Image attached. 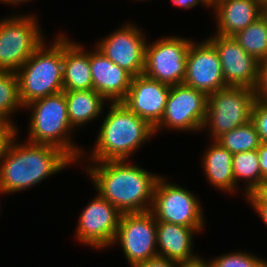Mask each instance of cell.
<instances>
[{
    "instance_id": "obj_1",
    "label": "cell",
    "mask_w": 267,
    "mask_h": 267,
    "mask_svg": "<svg viewBox=\"0 0 267 267\" xmlns=\"http://www.w3.org/2000/svg\"><path fill=\"white\" fill-rule=\"evenodd\" d=\"M127 161L93 162L92 167L90 165L85 169L97 194L121 213L151 211L155 185L160 176Z\"/></svg>"
},
{
    "instance_id": "obj_2",
    "label": "cell",
    "mask_w": 267,
    "mask_h": 267,
    "mask_svg": "<svg viewBox=\"0 0 267 267\" xmlns=\"http://www.w3.org/2000/svg\"><path fill=\"white\" fill-rule=\"evenodd\" d=\"M13 138L0 157V194L15 193L37 185L52 174L75 163L61 149L26 141L15 143Z\"/></svg>"
},
{
    "instance_id": "obj_3",
    "label": "cell",
    "mask_w": 267,
    "mask_h": 267,
    "mask_svg": "<svg viewBox=\"0 0 267 267\" xmlns=\"http://www.w3.org/2000/svg\"><path fill=\"white\" fill-rule=\"evenodd\" d=\"M90 160H127L133 152L151 138L154 127L133 113L122 102H112L102 122ZM95 148V149H94Z\"/></svg>"
},
{
    "instance_id": "obj_4",
    "label": "cell",
    "mask_w": 267,
    "mask_h": 267,
    "mask_svg": "<svg viewBox=\"0 0 267 267\" xmlns=\"http://www.w3.org/2000/svg\"><path fill=\"white\" fill-rule=\"evenodd\" d=\"M43 42L16 72L24 106L63 89V34L46 47Z\"/></svg>"
},
{
    "instance_id": "obj_5",
    "label": "cell",
    "mask_w": 267,
    "mask_h": 267,
    "mask_svg": "<svg viewBox=\"0 0 267 267\" xmlns=\"http://www.w3.org/2000/svg\"><path fill=\"white\" fill-rule=\"evenodd\" d=\"M24 108L32 110L28 142L55 146L75 162L84 154L82 149L74 146L72 139H69L68 134L74 128L68 118L64 91L37 99Z\"/></svg>"
},
{
    "instance_id": "obj_6",
    "label": "cell",
    "mask_w": 267,
    "mask_h": 267,
    "mask_svg": "<svg viewBox=\"0 0 267 267\" xmlns=\"http://www.w3.org/2000/svg\"><path fill=\"white\" fill-rule=\"evenodd\" d=\"M256 100L255 89L227 87L208 95L206 117L202 125L211 131L212 140L251 120Z\"/></svg>"
},
{
    "instance_id": "obj_7",
    "label": "cell",
    "mask_w": 267,
    "mask_h": 267,
    "mask_svg": "<svg viewBox=\"0 0 267 267\" xmlns=\"http://www.w3.org/2000/svg\"><path fill=\"white\" fill-rule=\"evenodd\" d=\"M36 20L35 14L0 20L1 71L17 72L44 42Z\"/></svg>"
},
{
    "instance_id": "obj_8",
    "label": "cell",
    "mask_w": 267,
    "mask_h": 267,
    "mask_svg": "<svg viewBox=\"0 0 267 267\" xmlns=\"http://www.w3.org/2000/svg\"><path fill=\"white\" fill-rule=\"evenodd\" d=\"M156 221L174 223L190 228H204L200 201L189 190L159 177L151 207Z\"/></svg>"
},
{
    "instance_id": "obj_9",
    "label": "cell",
    "mask_w": 267,
    "mask_h": 267,
    "mask_svg": "<svg viewBox=\"0 0 267 267\" xmlns=\"http://www.w3.org/2000/svg\"><path fill=\"white\" fill-rule=\"evenodd\" d=\"M191 40L165 37L146 44L144 72L148 78L173 86L182 84L186 74Z\"/></svg>"
},
{
    "instance_id": "obj_10",
    "label": "cell",
    "mask_w": 267,
    "mask_h": 267,
    "mask_svg": "<svg viewBox=\"0 0 267 267\" xmlns=\"http://www.w3.org/2000/svg\"><path fill=\"white\" fill-rule=\"evenodd\" d=\"M156 233L157 221L151 211L122 213L113 245L121 244L128 263L134 267L158 256Z\"/></svg>"
},
{
    "instance_id": "obj_11",
    "label": "cell",
    "mask_w": 267,
    "mask_h": 267,
    "mask_svg": "<svg viewBox=\"0 0 267 267\" xmlns=\"http://www.w3.org/2000/svg\"><path fill=\"white\" fill-rule=\"evenodd\" d=\"M207 105L208 95L204 92L184 83L171 86L162 119L154 127V132L164 127L188 132L201 131Z\"/></svg>"
},
{
    "instance_id": "obj_12",
    "label": "cell",
    "mask_w": 267,
    "mask_h": 267,
    "mask_svg": "<svg viewBox=\"0 0 267 267\" xmlns=\"http://www.w3.org/2000/svg\"><path fill=\"white\" fill-rule=\"evenodd\" d=\"M121 216L114 205L98 194L82 211L75 236L94 248L112 246Z\"/></svg>"
},
{
    "instance_id": "obj_13",
    "label": "cell",
    "mask_w": 267,
    "mask_h": 267,
    "mask_svg": "<svg viewBox=\"0 0 267 267\" xmlns=\"http://www.w3.org/2000/svg\"><path fill=\"white\" fill-rule=\"evenodd\" d=\"M146 42L138 27L125 24L124 27L103 38L95 47L113 63L135 77L143 75L144 72Z\"/></svg>"
},
{
    "instance_id": "obj_14",
    "label": "cell",
    "mask_w": 267,
    "mask_h": 267,
    "mask_svg": "<svg viewBox=\"0 0 267 267\" xmlns=\"http://www.w3.org/2000/svg\"><path fill=\"white\" fill-rule=\"evenodd\" d=\"M183 83L207 95L227 88L219 54L208 39L201 43L191 41Z\"/></svg>"
},
{
    "instance_id": "obj_15",
    "label": "cell",
    "mask_w": 267,
    "mask_h": 267,
    "mask_svg": "<svg viewBox=\"0 0 267 267\" xmlns=\"http://www.w3.org/2000/svg\"><path fill=\"white\" fill-rule=\"evenodd\" d=\"M219 54L222 74L227 87L255 89L258 81L259 61L249 55L232 36L208 38Z\"/></svg>"
},
{
    "instance_id": "obj_16",
    "label": "cell",
    "mask_w": 267,
    "mask_h": 267,
    "mask_svg": "<svg viewBox=\"0 0 267 267\" xmlns=\"http://www.w3.org/2000/svg\"><path fill=\"white\" fill-rule=\"evenodd\" d=\"M170 87L145 75L135 76L122 103L155 127L162 119Z\"/></svg>"
},
{
    "instance_id": "obj_17",
    "label": "cell",
    "mask_w": 267,
    "mask_h": 267,
    "mask_svg": "<svg viewBox=\"0 0 267 267\" xmlns=\"http://www.w3.org/2000/svg\"><path fill=\"white\" fill-rule=\"evenodd\" d=\"M95 49L90 53L93 89L107 101L122 102L130 89L132 76Z\"/></svg>"
},
{
    "instance_id": "obj_18",
    "label": "cell",
    "mask_w": 267,
    "mask_h": 267,
    "mask_svg": "<svg viewBox=\"0 0 267 267\" xmlns=\"http://www.w3.org/2000/svg\"><path fill=\"white\" fill-rule=\"evenodd\" d=\"M203 228H190L174 223L157 221V247H160L158 256L165 257L177 263H190L199 259L192 254L193 234Z\"/></svg>"
},
{
    "instance_id": "obj_19",
    "label": "cell",
    "mask_w": 267,
    "mask_h": 267,
    "mask_svg": "<svg viewBox=\"0 0 267 267\" xmlns=\"http://www.w3.org/2000/svg\"><path fill=\"white\" fill-rule=\"evenodd\" d=\"M215 9L218 31L233 36L263 16V6L257 0H218Z\"/></svg>"
},
{
    "instance_id": "obj_20",
    "label": "cell",
    "mask_w": 267,
    "mask_h": 267,
    "mask_svg": "<svg viewBox=\"0 0 267 267\" xmlns=\"http://www.w3.org/2000/svg\"><path fill=\"white\" fill-rule=\"evenodd\" d=\"M63 89L82 91L93 89L90 51L63 35Z\"/></svg>"
},
{
    "instance_id": "obj_21",
    "label": "cell",
    "mask_w": 267,
    "mask_h": 267,
    "mask_svg": "<svg viewBox=\"0 0 267 267\" xmlns=\"http://www.w3.org/2000/svg\"><path fill=\"white\" fill-rule=\"evenodd\" d=\"M203 156V170L207 180L217 189L234 193L236 190L233 170V154L213 140Z\"/></svg>"
},
{
    "instance_id": "obj_22",
    "label": "cell",
    "mask_w": 267,
    "mask_h": 267,
    "mask_svg": "<svg viewBox=\"0 0 267 267\" xmlns=\"http://www.w3.org/2000/svg\"><path fill=\"white\" fill-rule=\"evenodd\" d=\"M68 118L73 128L82 126L102 114L105 99L94 89L64 91Z\"/></svg>"
},
{
    "instance_id": "obj_23",
    "label": "cell",
    "mask_w": 267,
    "mask_h": 267,
    "mask_svg": "<svg viewBox=\"0 0 267 267\" xmlns=\"http://www.w3.org/2000/svg\"><path fill=\"white\" fill-rule=\"evenodd\" d=\"M232 37L257 61L260 62L267 58V19L264 16Z\"/></svg>"
},
{
    "instance_id": "obj_24",
    "label": "cell",
    "mask_w": 267,
    "mask_h": 267,
    "mask_svg": "<svg viewBox=\"0 0 267 267\" xmlns=\"http://www.w3.org/2000/svg\"><path fill=\"white\" fill-rule=\"evenodd\" d=\"M232 170L235 181H246L247 187L246 193L253 192L261 183V172L259 166L258 152L257 149L247 152H239L232 156Z\"/></svg>"
},
{
    "instance_id": "obj_25",
    "label": "cell",
    "mask_w": 267,
    "mask_h": 267,
    "mask_svg": "<svg viewBox=\"0 0 267 267\" xmlns=\"http://www.w3.org/2000/svg\"><path fill=\"white\" fill-rule=\"evenodd\" d=\"M216 141L233 155L256 150L261 144L259 134L251 120L247 124L224 133Z\"/></svg>"
},
{
    "instance_id": "obj_26",
    "label": "cell",
    "mask_w": 267,
    "mask_h": 267,
    "mask_svg": "<svg viewBox=\"0 0 267 267\" xmlns=\"http://www.w3.org/2000/svg\"><path fill=\"white\" fill-rule=\"evenodd\" d=\"M20 106L23 107L17 73L0 70V118L10 120L9 116Z\"/></svg>"
},
{
    "instance_id": "obj_27",
    "label": "cell",
    "mask_w": 267,
    "mask_h": 267,
    "mask_svg": "<svg viewBox=\"0 0 267 267\" xmlns=\"http://www.w3.org/2000/svg\"><path fill=\"white\" fill-rule=\"evenodd\" d=\"M246 252H230L211 261L208 260L210 267H267V261L253 256Z\"/></svg>"
},
{
    "instance_id": "obj_28",
    "label": "cell",
    "mask_w": 267,
    "mask_h": 267,
    "mask_svg": "<svg viewBox=\"0 0 267 267\" xmlns=\"http://www.w3.org/2000/svg\"><path fill=\"white\" fill-rule=\"evenodd\" d=\"M251 122L259 134L261 143H267V102L256 99L252 108Z\"/></svg>"
},
{
    "instance_id": "obj_29",
    "label": "cell",
    "mask_w": 267,
    "mask_h": 267,
    "mask_svg": "<svg viewBox=\"0 0 267 267\" xmlns=\"http://www.w3.org/2000/svg\"><path fill=\"white\" fill-rule=\"evenodd\" d=\"M18 135L11 120L0 118V157L7 151L13 138Z\"/></svg>"
},
{
    "instance_id": "obj_30",
    "label": "cell",
    "mask_w": 267,
    "mask_h": 267,
    "mask_svg": "<svg viewBox=\"0 0 267 267\" xmlns=\"http://www.w3.org/2000/svg\"><path fill=\"white\" fill-rule=\"evenodd\" d=\"M256 99L267 102V58L259 62L258 81L255 87Z\"/></svg>"
},
{
    "instance_id": "obj_31",
    "label": "cell",
    "mask_w": 267,
    "mask_h": 267,
    "mask_svg": "<svg viewBox=\"0 0 267 267\" xmlns=\"http://www.w3.org/2000/svg\"><path fill=\"white\" fill-rule=\"evenodd\" d=\"M178 264L179 263L165 257L156 256L145 262L139 263L134 267H178Z\"/></svg>"
},
{
    "instance_id": "obj_32",
    "label": "cell",
    "mask_w": 267,
    "mask_h": 267,
    "mask_svg": "<svg viewBox=\"0 0 267 267\" xmlns=\"http://www.w3.org/2000/svg\"><path fill=\"white\" fill-rule=\"evenodd\" d=\"M245 197L249 202H267V179H264L253 192Z\"/></svg>"
},
{
    "instance_id": "obj_33",
    "label": "cell",
    "mask_w": 267,
    "mask_h": 267,
    "mask_svg": "<svg viewBox=\"0 0 267 267\" xmlns=\"http://www.w3.org/2000/svg\"><path fill=\"white\" fill-rule=\"evenodd\" d=\"M257 152L262 182L264 179H267V143H261Z\"/></svg>"
},
{
    "instance_id": "obj_34",
    "label": "cell",
    "mask_w": 267,
    "mask_h": 267,
    "mask_svg": "<svg viewBox=\"0 0 267 267\" xmlns=\"http://www.w3.org/2000/svg\"><path fill=\"white\" fill-rule=\"evenodd\" d=\"M174 5L184 8V9H191L195 7L197 4L201 3L206 5V7H210L205 0H171Z\"/></svg>"
},
{
    "instance_id": "obj_35",
    "label": "cell",
    "mask_w": 267,
    "mask_h": 267,
    "mask_svg": "<svg viewBox=\"0 0 267 267\" xmlns=\"http://www.w3.org/2000/svg\"><path fill=\"white\" fill-rule=\"evenodd\" d=\"M252 207L257 211L258 215L262 218L265 225H267V202H249Z\"/></svg>"
},
{
    "instance_id": "obj_36",
    "label": "cell",
    "mask_w": 267,
    "mask_h": 267,
    "mask_svg": "<svg viewBox=\"0 0 267 267\" xmlns=\"http://www.w3.org/2000/svg\"><path fill=\"white\" fill-rule=\"evenodd\" d=\"M178 267H210L208 261H204V259L199 258L196 261L190 263H179Z\"/></svg>"
},
{
    "instance_id": "obj_37",
    "label": "cell",
    "mask_w": 267,
    "mask_h": 267,
    "mask_svg": "<svg viewBox=\"0 0 267 267\" xmlns=\"http://www.w3.org/2000/svg\"><path fill=\"white\" fill-rule=\"evenodd\" d=\"M5 2V3H9V4H13L14 5V3L17 5L18 3L20 4V2L22 3H24L25 1H30V0H0V2Z\"/></svg>"
},
{
    "instance_id": "obj_38",
    "label": "cell",
    "mask_w": 267,
    "mask_h": 267,
    "mask_svg": "<svg viewBox=\"0 0 267 267\" xmlns=\"http://www.w3.org/2000/svg\"><path fill=\"white\" fill-rule=\"evenodd\" d=\"M205 2L210 6V8H211V6H213L216 2H217V0H205Z\"/></svg>"
},
{
    "instance_id": "obj_39",
    "label": "cell",
    "mask_w": 267,
    "mask_h": 267,
    "mask_svg": "<svg viewBox=\"0 0 267 267\" xmlns=\"http://www.w3.org/2000/svg\"><path fill=\"white\" fill-rule=\"evenodd\" d=\"M263 16L267 19V5L263 6Z\"/></svg>"
},
{
    "instance_id": "obj_40",
    "label": "cell",
    "mask_w": 267,
    "mask_h": 267,
    "mask_svg": "<svg viewBox=\"0 0 267 267\" xmlns=\"http://www.w3.org/2000/svg\"><path fill=\"white\" fill-rule=\"evenodd\" d=\"M262 6L267 5V0H257Z\"/></svg>"
}]
</instances>
